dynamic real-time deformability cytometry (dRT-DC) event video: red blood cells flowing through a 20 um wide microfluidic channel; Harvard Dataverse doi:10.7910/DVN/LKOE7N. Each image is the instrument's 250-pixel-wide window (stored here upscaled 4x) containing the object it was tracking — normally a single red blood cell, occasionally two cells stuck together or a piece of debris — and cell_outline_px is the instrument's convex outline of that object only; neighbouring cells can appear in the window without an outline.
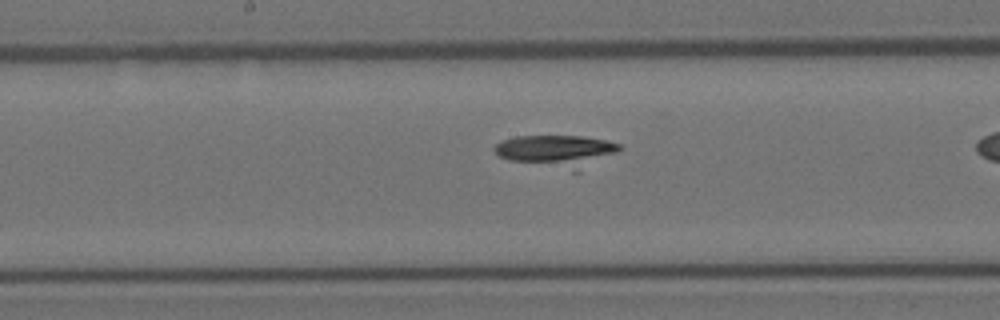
{"species": "Egyptian fruit bat (a non-hibernating species)", "species_latin": "Rousettus aegyptiacus", "temperature_condition": "room temperature", "stored_images_in_passage": 32, "camera_frame_rate_fps": 3000, "um_per_image_px": 0.085, "animal": {"sex": "female"}, "frame": {"image": 1, "passage_image": 19, "time_ms": 6.0, "image_size_px": [1000, 320], "cell_outline_px": [[624, 148], [580, 172], [572, 172], [508, 160], [500, 156], [492, 148], [500, 140], [516, 136], [584, 136], [608, 140], [620, 144]], "centroid_in_image_um": [47.35, 12.85], "position_along_channel_um": 200.8, "area_um2": 23.93}}
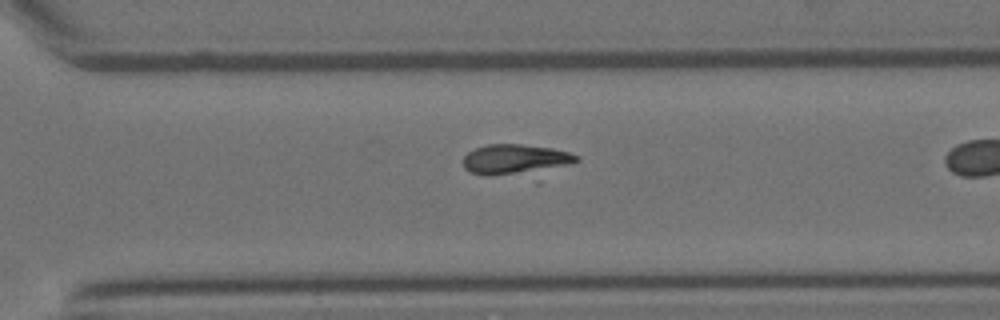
{"frame": {"image": 2, "passage_image": 28, "time_ms": 9.0, "image_size_px": [1000, 320], "cell_outline_px": [[580, 160], [568, 164], [512, 172], [468, 172], [464, 168], [464, 156], [468, 152], [476, 148], [488, 144], [520, 144], [552, 148], [568, 152], [580, 156]], "centroid_in_image_um": [43.77, 13.44], "position_along_channel_um": 326.8, "area_um2": 18.09}}